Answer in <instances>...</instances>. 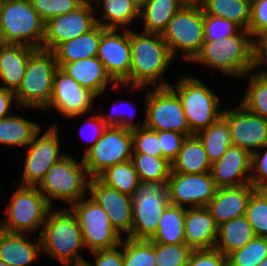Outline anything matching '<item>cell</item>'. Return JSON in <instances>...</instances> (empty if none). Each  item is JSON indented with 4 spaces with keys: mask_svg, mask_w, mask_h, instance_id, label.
<instances>
[{
    "mask_svg": "<svg viewBox=\"0 0 267 266\" xmlns=\"http://www.w3.org/2000/svg\"><path fill=\"white\" fill-rule=\"evenodd\" d=\"M205 64L208 68L238 78L257 68V41L246 30L223 40H205L200 51L190 62Z\"/></svg>",
    "mask_w": 267,
    "mask_h": 266,
    "instance_id": "cell-1",
    "label": "cell"
},
{
    "mask_svg": "<svg viewBox=\"0 0 267 266\" xmlns=\"http://www.w3.org/2000/svg\"><path fill=\"white\" fill-rule=\"evenodd\" d=\"M130 46L129 87L131 90H141L147 85H152L153 88L169 87L170 83L161 77L174 57L171 55L162 34L143 31L141 34L130 30Z\"/></svg>",
    "mask_w": 267,
    "mask_h": 266,
    "instance_id": "cell-2",
    "label": "cell"
},
{
    "mask_svg": "<svg viewBox=\"0 0 267 266\" xmlns=\"http://www.w3.org/2000/svg\"><path fill=\"white\" fill-rule=\"evenodd\" d=\"M42 251L68 266L86 260L79 254L84 248L76 215L69 208L51 209L39 232Z\"/></svg>",
    "mask_w": 267,
    "mask_h": 266,
    "instance_id": "cell-3",
    "label": "cell"
},
{
    "mask_svg": "<svg viewBox=\"0 0 267 266\" xmlns=\"http://www.w3.org/2000/svg\"><path fill=\"white\" fill-rule=\"evenodd\" d=\"M0 34L4 44L42 49L45 22L30 0H4L0 11Z\"/></svg>",
    "mask_w": 267,
    "mask_h": 266,
    "instance_id": "cell-4",
    "label": "cell"
},
{
    "mask_svg": "<svg viewBox=\"0 0 267 266\" xmlns=\"http://www.w3.org/2000/svg\"><path fill=\"white\" fill-rule=\"evenodd\" d=\"M58 68L52 51L36 49L29 56L21 85L15 92L17 105L44 110L50 103L53 79Z\"/></svg>",
    "mask_w": 267,
    "mask_h": 266,
    "instance_id": "cell-5",
    "label": "cell"
},
{
    "mask_svg": "<svg viewBox=\"0 0 267 266\" xmlns=\"http://www.w3.org/2000/svg\"><path fill=\"white\" fill-rule=\"evenodd\" d=\"M175 86L169 85L181 101L192 135L207 129L223 115L219 98L200 79L182 77Z\"/></svg>",
    "mask_w": 267,
    "mask_h": 266,
    "instance_id": "cell-6",
    "label": "cell"
},
{
    "mask_svg": "<svg viewBox=\"0 0 267 266\" xmlns=\"http://www.w3.org/2000/svg\"><path fill=\"white\" fill-rule=\"evenodd\" d=\"M89 179L83 159L78 163L66 154L52 165L36 187L50 205L56 199L72 206L85 197Z\"/></svg>",
    "mask_w": 267,
    "mask_h": 266,
    "instance_id": "cell-7",
    "label": "cell"
},
{
    "mask_svg": "<svg viewBox=\"0 0 267 266\" xmlns=\"http://www.w3.org/2000/svg\"><path fill=\"white\" fill-rule=\"evenodd\" d=\"M162 37L175 58L178 49L183 59L191 61L205 41L204 12L197 0H189L171 18Z\"/></svg>",
    "mask_w": 267,
    "mask_h": 266,
    "instance_id": "cell-8",
    "label": "cell"
},
{
    "mask_svg": "<svg viewBox=\"0 0 267 266\" xmlns=\"http://www.w3.org/2000/svg\"><path fill=\"white\" fill-rule=\"evenodd\" d=\"M51 207L36 186L20 185L7 205L6 219L0 220V229L11 233L42 231Z\"/></svg>",
    "mask_w": 267,
    "mask_h": 266,
    "instance_id": "cell-9",
    "label": "cell"
},
{
    "mask_svg": "<svg viewBox=\"0 0 267 266\" xmlns=\"http://www.w3.org/2000/svg\"><path fill=\"white\" fill-rule=\"evenodd\" d=\"M133 222L128 238L150 240L158 229L159 219L169 204L168 184L141 182L132 197Z\"/></svg>",
    "mask_w": 267,
    "mask_h": 266,
    "instance_id": "cell-10",
    "label": "cell"
},
{
    "mask_svg": "<svg viewBox=\"0 0 267 266\" xmlns=\"http://www.w3.org/2000/svg\"><path fill=\"white\" fill-rule=\"evenodd\" d=\"M132 151V130L107 126L82 159L89 177L97 178L107 168L131 160Z\"/></svg>",
    "mask_w": 267,
    "mask_h": 266,
    "instance_id": "cell-11",
    "label": "cell"
},
{
    "mask_svg": "<svg viewBox=\"0 0 267 266\" xmlns=\"http://www.w3.org/2000/svg\"><path fill=\"white\" fill-rule=\"evenodd\" d=\"M69 208L77 217L84 247L90 252L120 246L123 237L112 227L108 213L99 204L84 197Z\"/></svg>",
    "mask_w": 267,
    "mask_h": 266,
    "instance_id": "cell-12",
    "label": "cell"
},
{
    "mask_svg": "<svg viewBox=\"0 0 267 266\" xmlns=\"http://www.w3.org/2000/svg\"><path fill=\"white\" fill-rule=\"evenodd\" d=\"M149 90L145 98L144 126L155 131H174L192 136L178 95L170 87Z\"/></svg>",
    "mask_w": 267,
    "mask_h": 266,
    "instance_id": "cell-13",
    "label": "cell"
},
{
    "mask_svg": "<svg viewBox=\"0 0 267 266\" xmlns=\"http://www.w3.org/2000/svg\"><path fill=\"white\" fill-rule=\"evenodd\" d=\"M58 132L54 124L44 134L39 131L28 144L21 185L37 186L52 165L66 155L60 152Z\"/></svg>",
    "mask_w": 267,
    "mask_h": 266,
    "instance_id": "cell-14",
    "label": "cell"
},
{
    "mask_svg": "<svg viewBox=\"0 0 267 266\" xmlns=\"http://www.w3.org/2000/svg\"><path fill=\"white\" fill-rule=\"evenodd\" d=\"M117 31L106 29L102 33L97 58L117 85L127 87L131 70L130 29H123V33Z\"/></svg>",
    "mask_w": 267,
    "mask_h": 266,
    "instance_id": "cell-15",
    "label": "cell"
},
{
    "mask_svg": "<svg viewBox=\"0 0 267 266\" xmlns=\"http://www.w3.org/2000/svg\"><path fill=\"white\" fill-rule=\"evenodd\" d=\"M98 96L91 90L82 87L61 67L55 73L53 90L49 105L43 110L54 108L67 118L85 115L93 108L94 99Z\"/></svg>",
    "mask_w": 267,
    "mask_h": 266,
    "instance_id": "cell-16",
    "label": "cell"
},
{
    "mask_svg": "<svg viewBox=\"0 0 267 266\" xmlns=\"http://www.w3.org/2000/svg\"><path fill=\"white\" fill-rule=\"evenodd\" d=\"M169 203L189 208L206 207L215 196L217 187L211 172L186 174L170 171L168 179Z\"/></svg>",
    "mask_w": 267,
    "mask_h": 266,
    "instance_id": "cell-17",
    "label": "cell"
},
{
    "mask_svg": "<svg viewBox=\"0 0 267 266\" xmlns=\"http://www.w3.org/2000/svg\"><path fill=\"white\" fill-rule=\"evenodd\" d=\"M94 10L93 2L86 0L75 11L50 18L45 22L42 49L53 51L59 44L91 30L97 24Z\"/></svg>",
    "mask_w": 267,
    "mask_h": 266,
    "instance_id": "cell-18",
    "label": "cell"
},
{
    "mask_svg": "<svg viewBox=\"0 0 267 266\" xmlns=\"http://www.w3.org/2000/svg\"><path fill=\"white\" fill-rule=\"evenodd\" d=\"M222 116L228 121L234 146L252 154L267 144V119L248 111L240 103L234 110L224 109Z\"/></svg>",
    "mask_w": 267,
    "mask_h": 266,
    "instance_id": "cell-19",
    "label": "cell"
},
{
    "mask_svg": "<svg viewBox=\"0 0 267 266\" xmlns=\"http://www.w3.org/2000/svg\"><path fill=\"white\" fill-rule=\"evenodd\" d=\"M90 199L99 204L107 213L112 227L122 236L127 237L131 233L133 222L132 197L123 194L103 184L98 178H90L88 181V193Z\"/></svg>",
    "mask_w": 267,
    "mask_h": 266,
    "instance_id": "cell-20",
    "label": "cell"
},
{
    "mask_svg": "<svg viewBox=\"0 0 267 266\" xmlns=\"http://www.w3.org/2000/svg\"><path fill=\"white\" fill-rule=\"evenodd\" d=\"M252 154L231 145L225 154L212 164L211 174L217 188L235 187L251 183Z\"/></svg>",
    "mask_w": 267,
    "mask_h": 266,
    "instance_id": "cell-21",
    "label": "cell"
},
{
    "mask_svg": "<svg viewBox=\"0 0 267 266\" xmlns=\"http://www.w3.org/2000/svg\"><path fill=\"white\" fill-rule=\"evenodd\" d=\"M255 190L256 188L251 183L235 187L217 188L215 196L206 208L219 226L224 222L244 216L249 198Z\"/></svg>",
    "mask_w": 267,
    "mask_h": 266,
    "instance_id": "cell-22",
    "label": "cell"
},
{
    "mask_svg": "<svg viewBox=\"0 0 267 266\" xmlns=\"http://www.w3.org/2000/svg\"><path fill=\"white\" fill-rule=\"evenodd\" d=\"M185 244L191 249L215 247L218 225L206 207L187 208L184 220Z\"/></svg>",
    "mask_w": 267,
    "mask_h": 266,
    "instance_id": "cell-23",
    "label": "cell"
},
{
    "mask_svg": "<svg viewBox=\"0 0 267 266\" xmlns=\"http://www.w3.org/2000/svg\"><path fill=\"white\" fill-rule=\"evenodd\" d=\"M31 242L26 233H11L0 229V261L10 266H26L37 261L41 240ZM40 246V247H39Z\"/></svg>",
    "mask_w": 267,
    "mask_h": 266,
    "instance_id": "cell-24",
    "label": "cell"
},
{
    "mask_svg": "<svg viewBox=\"0 0 267 266\" xmlns=\"http://www.w3.org/2000/svg\"><path fill=\"white\" fill-rule=\"evenodd\" d=\"M36 49L21 44H3L0 47V78L7 90L14 93L21 85L29 56Z\"/></svg>",
    "mask_w": 267,
    "mask_h": 266,
    "instance_id": "cell-25",
    "label": "cell"
},
{
    "mask_svg": "<svg viewBox=\"0 0 267 266\" xmlns=\"http://www.w3.org/2000/svg\"><path fill=\"white\" fill-rule=\"evenodd\" d=\"M61 68L82 87L91 90L97 96L104 93L108 84L113 83L117 86L97 56L65 63Z\"/></svg>",
    "mask_w": 267,
    "mask_h": 266,
    "instance_id": "cell-26",
    "label": "cell"
},
{
    "mask_svg": "<svg viewBox=\"0 0 267 266\" xmlns=\"http://www.w3.org/2000/svg\"><path fill=\"white\" fill-rule=\"evenodd\" d=\"M106 30L96 24L91 30L82 35L59 44L54 53L59 67L65 63L74 62L84 58L96 57L102 33Z\"/></svg>",
    "mask_w": 267,
    "mask_h": 266,
    "instance_id": "cell-27",
    "label": "cell"
},
{
    "mask_svg": "<svg viewBox=\"0 0 267 266\" xmlns=\"http://www.w3.org/2000/svg\"><path fill=\"white\" fill-rule=\"evenodd\" d=\"M189 0H145L140 4L139 19L143 32L163 34L171 18Z\"/></svg>",
    "mask_w": 267,
    "mask_h": 266,
    "instance_id": "cell-28",
    "label": "cell"
},
{
    "mask_svg": "<svg viewBox=\"0 0 267 266\" xmlns=\"http://www.w3.org/2000/svg\"><path fill=\"white\" fill-rule=\"evenodd\" d=\"M210 162L202 142L196 135L188 136L177 157L171 163L173 172L200 174L211 172Z\"/></svg>",
    "mask_w": 267,
    "mask_h": 266,
    "instance_id": "cell-29",
    "label": "cell"
},
{
    "mask_svg": "<svg viewBox=\"0 0 267 266\" xmlns=\"http://www.w3.org/2000/svg\"><path fill=\"white\" fill-rule=\"evenodd\" d=\"M256 237L252 225L246 216L234 218L218 226V234L215 247L226 257L244 247Z\"/></svg>",
    "mask_w": 267,
    "mask_h": 266,
    "instance_id": "cell-30",
    "label": "cell"
},
{
    "mask_svg": "<svg viewBox=\"0 0 267 266\" xmlns=\"http://www.w3.org/2000/svg\"><path fill=\"white\" fill-rule=\"evenodd\" d=\"M103 5L102 20L96 23L106 29H127L126 26L136 18L139 19L140 3L136 0H91Z\"/></svg>",
    "mask_w": 267,
    "mask_h": 266,
    "instance_id": "cell-31",
    "label": "cell"
},
{
    "mask_svg": "<svg viewBox=\"0 0 267 266\" xmlns=\"http://www.w3.org/2000/svg\"><path fill=\"white\" fill-rule=\"evenodd\" d=\"M204 15L224 18L248 30L251 21V4L246 0H197Z\"/></svg>",
    "mask_w": 267,
    "mask_h": 266,
    "instance_id": "cell-32",
    "label": "cell"
},
{
    "mask_svg": "<svg viewBox=\"0 0 267 266\" xmlns=\"http://www.w3.org/2000/svg\"><path fill=\"white\" fill-rule=\"evenodd\" d=\"M186 209L169 203L164 209L159 219L158 229L150 241L163 244L185 243L184 220Z\"/></svg>",
    "mask_w": 267,
    "mask_h": 266,
    "instance_id": "cell-33",
    "label": "cell"
},
{
    "mask_svg": "<svg viewBox=\"0 0 267 266\" xmlns=\"http://www.w3.org/2000/svg\"><path fill=\"white\" fill-rule=\"evenodd\" d=\"M41 131L37 122L19 116L0 118V144L25 148Z\"/></svg>",
    "mask_w": 267,
    "mask_h": 266,
    "instance_id": "cell-34",
    "label": "cell"
},
{
    "mask_svg": "<svg viewBox=\"0 0 267 266\" xmlns=\"http://www.w3.org/2000/svg\"><path fill=\"white\" fill-rule=\"evenodd\" d=\"M202 142L210 162L218 161L233 145L228 121L221 116L217 121L196 134Z\"/></svg>",
    "mask_w": 267,
    "mask_h": 266,
    "instance_id": "cell-35",
    "label": "cell"
},
{
    "mask_svg": "<svg viewBox=\"0 0 267 266\" xmlns=\"http://www.w3.org/2000/svg\"><path fill=\"white\" fill-rule=\"evenodd\" d=\"M97 178L106 186L131 197L141 183L131 160L107 168Z\"/></svg>",
    "mask_w": 267,
    "mask_h": 266,
    "instance_id": "cell-36",
    "label": "cell"
},
{
    "mask_svg": "<svg viewBox=\"0 0 267 266\" xmlns=\"http://www.w3.org/2000/svg\"><path fill=\"white\" fill-rule=\"evenodd\" d=\"M131 161L141 182L168 183L171 163L165 158L132 153Z\"/></svg>",
    "mask_w": 267,
    "mask_h": 266,
    "instance_id": "cell-37",
    "label": "cell"
},
{
    "mask_svg": "<svg viewBox=\"0 0 267 266\" xmlns=\"http://www.w3.org/2000/svg\"><path fill=\"white\" fill-rule=\"evenodd\" d=\"M259 70H253L250 74L248 87L240 104L248 111L267 119V73Z\"/></svg>",
    "mask_w": 267,
    "mask_h": 266,
    "instance_id": "cell-38",
    "label": "cell"
},
{
    "mask_svg": "<svg viewBox=\"0 0 267 266\" xmlns=\"http://www.w3.org/2000/svg\"><path fill=\"white\" fill-rule=\"evenodd\" d=\"M120 243L123 250V266H156L155 243L125 237Z\"/></svg>",
    "mask_w": 267,
    "mask_h": 266,
    "instance_id": "cell-39",
    "label": "cell"
},
{
    "mask_svg": "<svg viewBox=\"0 0 267 266\" xmlns=\"http://www.w3.org/2000/svg\"><path fill=\"white\" fill-rule=\"evenodd\" d=\"M267 258V237H255L227 256V266H257Z\"/></svg>",
    "mask_w": 267,
    "mask_h": 266,
    "instance_id": "cell-40",
    "label": "cell"
},
{
    "mask_svg": "<svg viewBox=\"0 0 267 266\" xmlns=\"http://www.w3.org/2000/svg\"><path fill=\"white\" fill-rule=\"evenodd\" d=\"M245 216L257 237H267V198L258 189L249 198Z\"/></svg>",
    "mask_w": 267,
    "mask_h": 266,
    "instance_id": "cell-41",
    "label": "cell"
},
{
    "mask_svg": "<svg viewBox=\"0 0 267 266\" xmlns=\"http://www.w3.org/2000/svg\"><path fill=\"white\" fill-rule=\"evenodd\" d=\"M191 251L185 243H155L156 266H186Z\"/></svg>",
    "mask_w": 267,
    "mask_h": 266,
    "instance_id": "cell-42",
    "label": "cell"
},
{
    "mask_svg": "<svg viewBox=\"0 0 267 266\" xmlns=\"http://www.w3.org/2000/svg\"><path fill=\"white\" fill-rule=\"evenodd\" d=\"M44 22L50 18L75 11L86 0H30Z\"/></svg>",
    "mask_w": 267,
    "mask_h": 266,
    "instance_id": "cell-43",
    "label": "cell"
},
{
    "mask_svg": "<svg viewBox=\"0 0 267 266\" xmlns=\"http://www.w3.org/2000/svg\"><path fill=\"white\" fill-rule=\"evenodd\" d=\"M132 153L162 157L158 135L146 126L132 130Z\"/></svg>",
    "mask_w": 267,
    "mask_h": 266,
    "instance_id": "cell-44",
    "label": "cell"
},
{
    "mask_svg": "<svg viewBox=\"0 0 267 266\" xmlns=\"http://www.w3.org/2000/svg\"><path fill=\"white\" fill-rule=\"evenodd\" d=\"M241 28L232 21L212 15H204L205 40H223L236 35Z\"/></svg>",
    "mask_w": 267,
    "mask_h": 266,
    "instance_id": "cell-45",
    "label": "cell"
},
{
    "mask_svg": "<svg viewBox=\"0 0 267 266\" xmlns=\"http://www.w3.org/2000/svg\"><path fill=\"white\" fill-rule=\"evenodd\" d=\"M159 139L160 148L162 151V157L169 163L179 154L184 140L187 138L185 134L174 131H156Z\"/></svg>",
    "mask_w": 267,
    "mask_h": 266,
    "instance_id": "cell-46",
    "label": "cell"
},
{
    "mask_svg": "<svg viewBox=\"0 0 267 266\" xmlns=\"http://www.w3.org/2000/svg\"><path fill=\"white\" fill-rule=\"evenodd\" d=\"M247 31L256 41L267 35V0H259L251 5V21Z\"/></svg>",
    "mask_w": 267,
    "mask_h": 266,
    "instance_id": "cell-47",
    "label": "cell"
},
{
    "mask_svg": "<svg viewBox=\"0 0 267 266\" xmlns=\"http://www.w3.org/2000/svg\"><path fill=\"white\" fill-rule=\"evenodd\" d=\"M186 266H227V257L218 249H192Z\"/></svg>",
    "mask_w": 267,
    "mask_h": 266,
    "instance_id": "cell-48",
    "label": "cell"
},
{
    "mask_svg": "<svg viewBox=\"0 0 267 266\" xmlns=\"http://www.w3.org/2000/svg\"><path fill=\"white\" fill-rule=\"evenodd\" d=\"M262 148L266 149L267 144ZM250 181L256 189L267 186V149L264 153L259 149L252 153Z\"/></svg>",
    "mask_w": 267,
    "mask_h": 266,
    "instance_id": "cell-49",
    "label": "cell"
},
{
    "mask_svg": "<svg viewBox=\"0 0 267 266\" xmlns=\"http://www.w3.org/2000/svg\"><path fill=\"white\" fill-rule=\"evenodd\" d=\"M119 247L93 251L95 263L85 262L89 266H123V250L120 251Z\"/></svg>",
    "mask_w": 267,
    "mask_h": 266,
    "instance_id": "cell-50",
    "label": "cell"
},
{
    "mask_svg": "<svg viewBox=\"0 0 267 266\" xmlns=\"http://www.w3.org/2000/svg\"><path fill=\"white\" fill-rule=\"evenodd\" d=\"M119 104H121V103L119 102ZM114 113H116V112H114ZM133 114L131 113L129 115V117H128V115H126V113H123V112L122 113H118V111H117L116 114H114V115L112 114L113 116L111 115L109 117H106V116L101 115V118H102V120L104 121V123L107 126H117V127H122V128L130 129V130H134V129L143 127L144 126V122L142 124L141 123L139 124V123H134L133 122V121H135L133 119V118H135V115H133Z\"/></svg>",
    "mask_w": 267,
    "mask_h": 266,
    "instance_id": "cell-51",
    "label": "cell"
},
{
    "mask_svg": "<svg viewBox=\"0 0 267 266\" xmlns=\"http://www.w3.org/2000/svg\"><path fill=\"white\" fill-rule=\"evenodd\" d=\"M90 121V122H89ZM88 122V124H89V126H91L90 127V133H92L91 135H89V136H91V139H90V137L88 138L87 136H85V137H87V138H85L84 137V139L83 140H85L86 139V141L88 140V142L89 143H91L90 145H89V147H87L86 149H85V151H84V153H86L90 148H92L94 145H95V143L100 139V137L102 136V134H103V132H104V130L107 128V125L104 123V121L102 120V118H101V115L99 114V115H94V116H90L89 118H87L86 119V123ZM87 129H89V128H87ZM80 131H82V136H84L83 134V128L82 129H80ZM87 131V130H86ZM90 133H88V134H90Z\"/></svg>",
    "mask_w": 267,
    "mask_h": 266,
    "instance_id": "cell-52",
    "label": "cell"
},
{
    "mask_svg": "<svg viewBox=\"0 0 267 266\" xmlns=\"http://www.w3.org/2000/svg\"><path fill=\"white\" fill-rule=\"evenodd\" d=\"M17 105V100L15 93L13 91L7 90L0 87V118L10 116L11 105L14 103Z\"/></svg>",
    "mask_w": 267,
    "mask_h": 266,
    "instance_id": "cell-53",
    "label": "cell"
},
{
    "mask_svg": "<svg viewBox=\"0 0 267 266\" xmlns=\"http://www.w3.org/2000/svg\"><path fill=\"white\" fill-rule=\"evenodd\" d=\"M263 64L267 66V35L257 41V68ZM262 72L267 73V70Z\"/></svg>",
    "mask_w": 267,
    "mask_h": 266,
    "instance_id": "cell-54",
    "label": "cell"
},
{
    "mask_svg": "<svg viewBox=\"0 0 267 266\" xmlns=\"http://www.w3.org/2000/svg\"><path fill=\"white\" fill-rule=\"evenodd\" d=\"M267 198V186L258 189Z\"/></svg>",
    "mask_w": 267,
    "mask_h": 266,
    "instance_id": "cell-55",
    "label": "cell"
},
{
    "mask_svg": "<svg viewBox=\"0 0 267 266\" xmlns=\"http://www.w3.org/2000/svg\"><path fill=\"white\" fill-rule=\"evenodd\" d=\"M257 266H267V258H264Z\"/></svg>",
    "mask_w": 267,
    "mask_h": 266,
    "instance_id": "cell-56",
    "label": "cell"
},
{
    "mask_svg": "<svg viewBox=\"0 0 267 266\" xmlns=\"http://www.w3.org/2000/svg\"><path fill=\"white\" fill-rule=\"evenodd\" d=\"M68 266H89V265L86 262H82V263L72 264Z\"/></svg>",
    "mask_w": 267,
    "mask_h": 266,
    "instance_id": "cell-57",
    "label": "cell"
},
{
    "mask_svg": "<svg viewBox=\"0 0 267 266\" xmlns=\"http://www.w3.org/2000/svg\"><path fill=\"white\" fill-rule=\"evenodd\" d=\"M246 1L252 5L254 2H257L259 0H246Z\"/></svg>",
    "mask_w": 267,
    "mask_h": 266,
    "instance_id": "cell-58",
    "label": "cell"
},
{
    "mask_svg": "<svg viewBox=\"0 0 267 266\" xmlns=\"http://www.w3.org/2000/svg\"><path fill=\"white\" fill-rule=\"evenodd\" d=\"M0 266H10V265L6 264L5 262L0 261Z\"/></svg>",
    "mask_w": 267,
    "mask_h": 266,
    "instance_id": "cell-59",
    "label": "cell"
},
{
    "mask_svg": "<svg viewBox=\"0 0 267 266\" xmlns=\"http://www.w3.org/2000/svg\"><path fill=\"white\" fill-rule=\"evenodd\" d=\"M3 41H2V38H1V34H0V47L3 45Z\"/></svg>",
    "mask_w": 267,
    "mask_h": 266,
    "instance_id": "cell-60",
    "label": "cell"
},
{
    "mask_svg": "<svg viewBox=\"0 0 267 266\" xmlns=\"http://www.w3.org/2000/svg\"><path fill=\"white\" fill-rule=\"evenodd\" d=\"M4 0H0V11H1V6Z\"/></svg>",
    "mask_w": 267,
    "mask_h": 266,
    "instance_id": "cell-61",
    "label": "cell"
},
{
    "mask_svg": "<svg viewBox=\"0 0 267 266\" xmlns=\"http://www.w3.org/2000/svg\"><path fill=\"white\" fill-rule=\"evenodd\" d=\"M137 2H139L140 4L145 1V0H136Z\"/></svg>",
    "mask_w": 267,
    "mask_h": 266,
    "instance_id": "cell-62",
    "label": "cell"
}]
</instances>
